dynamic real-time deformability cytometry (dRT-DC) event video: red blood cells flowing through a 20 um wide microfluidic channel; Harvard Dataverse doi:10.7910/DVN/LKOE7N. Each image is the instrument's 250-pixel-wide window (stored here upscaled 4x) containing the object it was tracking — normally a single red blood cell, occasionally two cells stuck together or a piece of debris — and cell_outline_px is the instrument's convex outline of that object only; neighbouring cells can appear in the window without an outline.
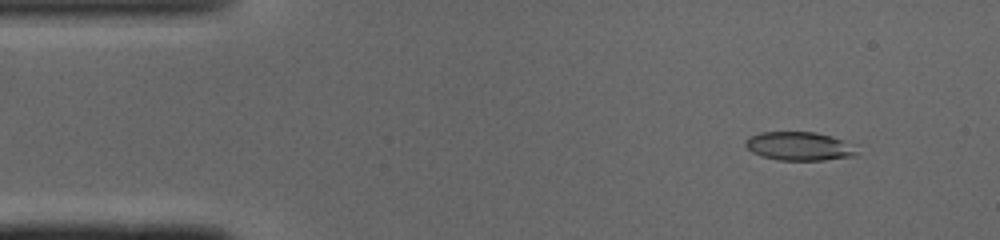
{"species": "common noctule bat (a hibernating species)", "species_latin": "Nyctalus noctula", "temperature_condition": "cold", "stored_images_in_passage": 49, "camera_frame_rate_fps": 3000, "um_per_image_px": 0.085, "animal": {"sex": "male", "body_mass_g": 19.0, "forearm_length_mm": 50.8}, "frame": {"image": 1, "passage_image": 5, "time_ms": 1.333, "image_size_px": [1000, 240], "cell_outline_px": [[856, 156], [824, 160], [780, 160], [760, 156], [752, 152], [744, 144], [744, 140], [748, 136], [760, 132], [816, 132], [832, 136], [856, 144]], "centroid_in_image_um": [67.95, 12.42], "position_along_channel_um": 17.1, "area_um2": 18.9}}
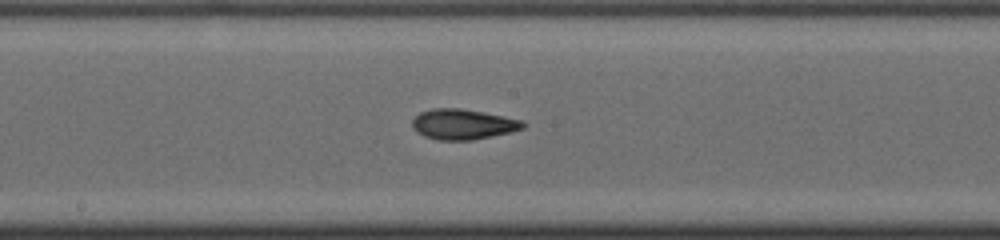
{"frame": {"image": 2, "passage_image": 25, "time_ms": 8.0, "image_size_px": [1000, 240], "cell_outline_px": [[528, 124], [524, 128], [512, 132], [472, 140], [436, 140], [424, 136], [416, 132], [412, 128], [412, 120], [420, 112], [432, 108], [460, 108], [484, 112], [524, 120]], "centroid_in_image_um": [39.37, 10.56], "position_along_channel_um": 208.8, "area_um2": 19.88}}
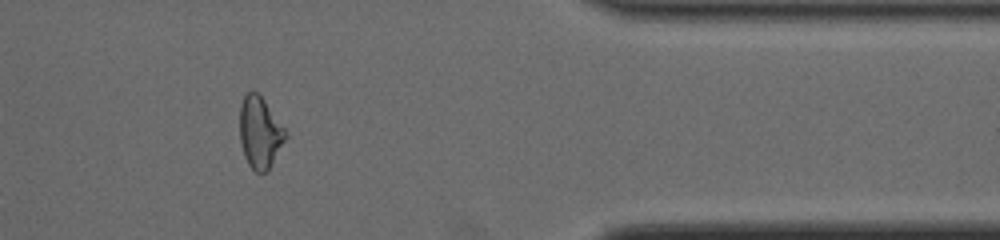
{"frame": {"image": 3, "passage_image": 40, "time_ms": 13.0, "image_size_px": [1000, 240], "cell_outline_px": [[288, 136], [268, 172], [256, 172], [248, 164], [244, 156], [240, 140], [240, 108], [244, 96], [248, 92], [256, 92], [264, 100], [288, 132]], "centroid_in_image_um": [22.12, 11.3], "position_along_channel_um": 389.3, "area_um2": 19.13}, "authors_computed_cell_mechanics": {"area_um2": 19.1318, "velocity_mm_per_s": 4.1146, "shape_relaxation_time_tau1_ms": 3.2221, "shape_relaxation_time_tau2_ms": 4.5202, "deformation_change_tau1": 0.1435, "deformation_change_tau2": 0.1344}}